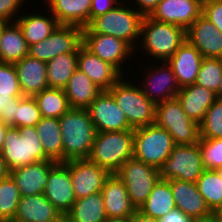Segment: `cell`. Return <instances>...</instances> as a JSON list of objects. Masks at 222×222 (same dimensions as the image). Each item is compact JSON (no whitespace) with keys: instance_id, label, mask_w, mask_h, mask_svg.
Returning a JSON list of instances; mask_svg holds the SVG:
<instances>
[{"instance_id":"d6a6232c","label":"cell","mask_w":222,"mask_h":222,"mask_svg":"<svg viewBox=\"0 0 222 222\" xmlns=\"http://www.w3.org/2000/svg\"><path fill=\"white\" fill-rule=\"evenodd\" d=\"M35 128L45 154L51 160L63 162V142L59 119L42 117Z\"/></svg>"},{"instance_id":"f35d334b","label":"cell","mask_w":222,"mask_h":222,"mask_svg":"<svg viewBox=\"0 0 222 222\" xmlns=\"http://www.w3.org/2000/svg\"><path fill=\"white\" fill-rule=\"evenodd\" d=\"M200 139L222 138V99L217 98L199 123Z\"/></svg>"},{"instance_id":"8d00e7d4","label":"cell","mask_w":222,"mask_h":222,"mask_svg":"<svg viewBox=\"0 0 222 222\" xmlns=\"http://www.w3.org/2000/svg\"><path fill=\"white\" fill-rule=\"evenodd\" d=\"M21 199L16 183L8 174L0 179V222H11L14 219Z\"/></svg>"},{"instance_id":"d6986e66","label":"cell","mask_w":222,"mask_h":222,"mask_svg":"<svg viewBox=\"0 0 222 222\" xmlns=\"http://www.w3.org/2000/svg\"><path fill=\"white\" fill-rule=\"evenodd\" d=\"M77 69L87 74L102 91H108L123 76L114 66L101 60L83 44L78 49Z\"/></svg>"},{"instance_id":"ac0fdd59","label":"cell","mask_w":222,"mask_h":222,"mask_svg":"<svg viewBox=\"0 0 222 222\" xmlns=\"http://www.w3.org/2000/svg\"><path fill=\"white\" fill-rule=\"evenodd\" d=\"M186 40L204 58L222 59V32L202 15L186 30Z\"/></svg>"},{"instance_id":"83f0119b","label":"cell","mask_w":222,"mask_h":222,"mask_svg":"<svg viewBox=\"0 0 222 222\" xmlns=\"http://www.w3.org/2000/svg\"><path fill=\"white\" fill-rule=\"evenodd\" d=\"M70 108L86 109L101 93L89 76L77 69L63 88Z\"/></svg>"},{"instance_id":"6da1fadb","label":"cell","mask_w":222,"mask_h":222,"mask_svg":"<svg viewBox=\"0 0 222 222\" xmlns=\"http://www.w3.org/2000/svg\"><path fill=\"white\" fill-rule=\"evenodd\" d=\"M63 142V162L88 159L96 129L87 109L70 108L59 118Z\"/></svg>"},{"instance_id":"7bdbcfd3","label":"cell","mask_w":222,"mask_h":222,"mask_svg":"<svg viewBox=\"0 0 222 222\" xmlns=\"http://www.w3.org/2000/svg\"><path fill=\"white\" fill-rule=\"evenodd\" d=\"M201 15L212 22L222 32V0L202 1Z\"/></svg>"},{"instance_id":"7402d4cb","label":"cell","mask_w":222,"mask_h":222,"mask_svg":"<svg viewBox=\"0 0 222 222\" xmlns=\"http://www.w3.org/2000/svg\"><path fill=\"white\" fill-rule=\"evenodd\" d=\"M201 53L187 40L166 61L173 70L180 88L194 84L203 60Z\"/></svg>"},{"instance_id":"30bf717a","label":"cell","mask_w":222,"mask_h":222,"mask_svg":"<svg viewBox=\"0 0 222 222\" xmlns=\"http://www.w3.org/2000/svg\"><path fill=\"white\" fill-rule=\"evenodd\" d=\"M204 170L199 143L175 145L168 159L159 168V179L196 183Z\"/></svg>"},{"instance_id":"c3c4849f","label":"cell","mask_w":222,"mask_h":222,"mask_svg":"<svg viewBox=\"0 0 222 222\" xmlns=\"http://www.w3.org/2000/svg\"><path fill=\"white\" fill-rule=\"evenodd\" d=\"M160 1L161 0H135L138 5V9L136 10L143 16H150Z\"/></svg>"},{"instance_id":"44dd1931","label":"cell","mask_w":222,"mask_h":222,"mask_svg":"<svg viewBox=\"0 0 222 222\" xmlns=\"http://www.w3.org/2000/svg\"><path fill=\"white\" fill-rule=\"evenodd\" d=\"M168 181L176 208L180 209L185 215L193 219L203 218L213 213L207 206L203 196L199 193L196 183L178 179Z\"/></svg>"},{"instance_id":"277c9868","label":"cell","mask_w":222,"mask_h":222,"mask_svg":"<svg viewBox=\"0 0 222 222\" xmlns=\"http://www.w3.org/2000/svg\"><path fill=\"white\" fill-rule=\"evenodd\" d=\"M143 36V37H142ZM143 42H142V41ZM186 40V30L178 25L159 22L144 16L140 48L158 62L168 61ZM160 60V61H159Z\"/></svg>"},{"instance_id":"ab89813d","label":"cell","mask_w":222,"mask_h":222,"mask_svg":"<svg viewBox=\"0 0 222 222\" xmlns=\"http://www.w3.org/2000/svg\"><path fill=\"white\" fill-rule=\"evenodd\" d=\"M42 118L34 97H19V107H16L15 127H35Z\"/></svg>"},{"instance_id":"680465c9","label":"cell","mask_w":222,"mask_h":222,"mask_svg":"<svg viewBox=\"0 0 222 222\" xmlns=\"http://www.w3.org/2000/svg\"><path fill=\"white\" fill-rule=\"evenodd\" d=\"M7 22L3 21V20H0V35H1V31H2V28L3 26L6 24Z\"/></svg>"},{"instance_id":"9a60e30c","label":"cell","mask_w":222,"mask_h":222,"mask_svg":"<svg viewBox=\"0 0 222 222\" xmlns=\"http://www.w3.org/2000/svg\"><path fill=\"white\" fill-rule=\"evenodd\" d=\"M83 45L101 60L114 66L122 75L125 74L122 72L124 61L135 52L125 41L101 33H83Z\"/></svg>"},{"instance_id":"74e56055","label":"cell","mask_w":222,"mask_h":222,"mask_svg":"<svg viewBox=\"0 0 222 222\" xmlns=\"http://www.w3.org/2000/svg\"><path fill=\"white\" fill-rule=\"evenodd\" d=\"M222 78V59L203 58L195 83L216 94L219 91Z\"/></svg>"},{"instance_id":"8992f818","label":"cell","mask_w":222,"mask_h":222,"mask_svg":"<svg viewBox=\"0 0 222 222\" xmlns=\"http://www.w3.org/2000/svg\"><path fill=\"white\" fill-rule=\"evenodd\" d=\"M123 78L124 76L108 92L125 114L129 125L136 129L155 123L156 104L142 93L140 84H133L132 81L128 82V79Z\"/></svg>"},{"instance_id":"ffe728a7","label":"cell","mask_w":222,"mask_h":222,"mask_svg":"<svg viewBox=\"0 0 222 222\" xmlns=\"http://www.w3.org/2000/svg\"><path fill=\"white\" fill-rule=\"evenodd\" d=\"M57 162L54 160L40 161L9 171L21 196L43 194L48 182V172Z\"/></svg>"},{"instance_id":"6f0895ef","label":"cell","mask_w":222,"mask_h":222,"mask_svg":"<svg viewBox=\"0 0 222 222\" xmlns=\"http://www.w3.org/2000/svg\"><path fill=\"white\" fill-rule=\"evenodd\" d=\"M216 95H217V98L222 99V78H221V81H220L219 91Z\"/></svg>"},{"instance_id":"f546056e","label":"cell","mask_w":222,"mask_h":222,"mask_svg":"<svg viewBox=\"0 0 222 222\" xmlns=\"http://www.w3.org/2000/svg\"><path fill=\"white\" fill-rule=\"evenodd\" d=\"M176 208L170 183L165 179H158L145 203L138 209L143 215L161 219Z\"/></svg>"},{"instance_id":"ee69618b","label":"cell","mask_w":222,"mask_h":222,"mask_svg":"<svg viewBox=\"0 0 222 222\" xmlns=\"http://www.w3.org/2000/svg\"><path fill=\"white\" fill-rule=\"evenodd\" d=\"M23 1L24 0H0V20L15 22L17 19L15 17L17 16L16 13L20 12L19 9L22 7Z\"/></svg>"},{"instance_id":"b9f144b4","label":"cell","mask_w":222,"mask_h":222,"mask_svg":"<svg viewBox=\"0 0 222 222\" xmlns=\"http://www.w3.org/2000/svg\"><path fill=\"white\" fill-rule=\"evenodd\" d=\"M0 95L22 97L18 75L14 64L0 62Z\"/></svg>"},{"instance_id":"9c48e42d","label":"cell","mask_w":222,"mask_h":222,"mask_svg":"<svg viewBox=\"0 0 222 222\" xmlns=\"http://www.w3.org/2000/svg\"><path fill=\"white\" fill-rule=\"evenodd\" d=\"M115 174L123 181L132 205L138 210L159 179V169L132 157Z\"/></svg>"},{"instance_id":"4316f807","label":"cell","mask_w":222,"mask_h":222,"mask_svg":"<svg viewBox=\"0 0 222 222\" xmlns=\"http://www.w3.org/2000/svg\"><path fill=\"white\" fill-rule=\"evenodd\" d=\"M48 13H51L60 25L86 27L89 24L91 0H45Z\"/></svg>"},{"instance_id":"836d02e7","label":"cell","mask_w":222,"mask_h":222,"mask_svg":"<svg viewBox=\"0 0 222 222\" xmlns=\"http://www.w3.org/2000/svg\"><path fill=\"white\" fill-rule=\"evenodd\" d=\"M78 53H64L50 60L47 65L49 88H64L77 70Z\"/></svg>"},{"instance_id":"ba28073f","label":"cell","mask_w":222,"mask_h":222,"mask_svg":"<svg viewBox=\"0 0 222 222\" xmlns=\"http://www.w3.org/2000/svg\"><path fill=\"white\" fill-rule=\"evenodd\" d=\"M155 123L168 131L175 145H191L200 140L199 123L186 115L177 97L156 104Z\"/></svg>"},{"instance_id":"52a82bcc","label":"cell","mask_w":222,"mask_h":222,"mask_svg":"<svg viewBox=\"0 0 222 222\" xmlns=\"http://www.w3.org/2000/svg\"><path fill=\"white\" fill-rule=\"evenodd\" d=\"M174 147L172 136L156 123L134 129L133 157L145 164L159 169Z\"/></svg>"},{"instance_id":"2e32d148","label":"cell","mask_w":222,"mask_h":222,"mask_svg":"<svg viewBox=\"0 0 222 222\" xmlns=\"http://www.w3.org/2000/svg\"><path fill=\"white\" fill-rule=\"evenodd\" d=\"M161 65L156 67L151 64L152 67L146 71L145 82L140 87L142 93L155 104L176 98L181 89L170 65L164 61Z\"/></svg>"},{"instance_id":"5bb4252c","label":"cell","mask_w":222,"mask_h":222,"mask_svg":"<svg viewBox=\"0 0 222 222\" xmlns=\"http://www.w3.org/2000/svg\"><path fill=\"white\" fill-rule=\"evenodd\" d=\"M69 172L76 200L101 192L111 174L89 159L69 160Z\"/></svg>"},{"instance_id":"9f6ffc18","label":"cell","mask_w":222,"mask_h":222,"mask_svg":"<svg viewBox=\"0 0 222 222\" xmlns=\"http://www.w3.org/2000/svg\"><path fill=\"white\" fill-rule=\"evenodd\" d=\"M213 214L222 222V201L219 206L213 211Z\"/></svg>"},{"instance_id":"bcb514c9","label":"cell","mask_w":222,"mask_h":222,"mask_svg":"<svg viewBox=\"0 0 222 222\" xmlns=\"http://www.w3.org/2000/svg\"><path fill=\"white\" fill-rule=\"evenodd\" d=\"M16 107H19V97H16L10 104L2 108L0 120L12 127H15Z\"/></svg>"},{"instance_id":"681fc988","label":"cell","mask_w":222,"mask_h":222,"mask_svg":"<svg viewBox=\"0 0 222 222\" xmlns=\"http://www.w3.org/2000/svg\"><path fill=\"white\" fill-rule=\"evenodd\" d=\"M130 222H160V221L156 218L147 217L137 210L132 216H130Z\"/></svg>"},{"instance_id":"d4e9b609","label":"cell","mask_w":222,"mask_h":222,"mask_svg":"<svg viewBox=\"0 0 222 222\" xmlns=\"http://www.w3.org/2000/svg\"><path fill=\"white\" fill-rule=\"evenodd\" d=\"M23 96L33 97L48 88L47 65L29 55L14 63Z\"/></svg>"},{"instance_id":"91938a15","label":"cell","mask_w":222,"mask_h":222,"mask_svg":"<svg viewBox=\"0 0 222 222\" xmlns=\"http://www.w3.org/2000/svg\"><path fill=\"white\" fill-rule=\"evenodd\" d=\"M56 222H67V219L65 216H63L61 219H59L58 221Z\"/></svg>"},{"instance_id":"1f68e13d","label":"cell","mask_w":222,"mask_h":222,"mask_svg":"<svg viewBox=\"0 0 222 222\" xmlns=\"http://www.w3.org/2000/svg\"><path fill=\"white\" fill-rule=\"evenodd\" d=\"M20 16V17H19ZM17 16L16 22L23 31L24 38L31 46L46 39L60 24L53 15L27 14Z\"/></svg>"},{"instance_id":"f6af8a7d","label":"cell","mask_w":222,"mask_h":222,"mask_svg":"<svg viewBox=\"0 0 222 222\" xmlns=\"http://www.w3.org/2000/svg\"><path fill=\"white\" fill-rule=\"evenodd\" d=\"M121 0H91V9L89 12V23L96 17L104 15L108 11L116 8Z\"/></svg>"},{"instance_id":"3957f363","label":"cell","mask_w":222,"mask_h":222,"mask_svg":"<svg viewBox=\"0 0 222 222\" xmlns=\"http://www.w3.org/2000/svg\"><path fill=\"white\" fill-rule=\"evenodd\" d=\"M120 3L116 8L104 15L94 18L86 27L83 33H101L112 35L125 41L135 52L136 41L141 37V25L144 16L136 8L126 7Z\"/></svg>"},{"instance_id":"484cf974","label":"cell","mask_w":222,"mask_h":222,"mask_svg":"<svg viewBox=\"0 0 222 222\" xmlns=\"http://www.w3.org/2000/svg\"><path fill=\"white\" fill-rule=\"evenodd\" d=\"M177 99L180 101L186 115L200 123L207 109L217 99V95L215 92L194 83L182 87L177 94Z\"/></svg>"},{"instance_id":"60d3db41","label":"cell","mask_w":222,"mask_h":222,"mask_svg":"<svg viewBox=\"0 0 222 222\" xmlns=\"http://www.w3.org/2000/svg\"><path fill=\"white\" fill-rule=\"evenodd\" d=\"M198 143L204 169H222V138L200 139Z\"/></svg>"},{"instance_id":"4dcf8cb0","label":"cell","mask_w":222,"mask_h":222,"mask_svg":"<svg viewBox=\"0 0 222 222\" xmlns=\"http://www.w3.org/2000/svg\"><path fill=\"white\" fill-rule=\"evenodd\" d=\"M67 222H104V199L101 192L77 199L65 215Z\"/></svg>"},{"instance_id":"f907efd6","label":"cell","mask_w":222,"mask_h":222,"mask_svg":"<svg viewBox=\"0 0 222 222\" xmlns=\"http://www.w3.org/2000/svg\"><path fill=\"white\" fill-rule=\"evenodd\" d=\"M15 98L16 97H14L13 95H8V96L0 95V118H1L2 108L10 104Z\"/></svg>"},{"instance_id":"603a6c76","label":"cell","mask_w":222,"mask_h":222,"mask_svg":"<svg viewBox=\"0 0 222 222\" xmlns=\"http://www.w3.org/2000/svg\"><path fill=\"white\" fill-rule=\"evenodd\" d=\"M63 216L44 194L21 196L11 222H56Z\"/></svg>"},{"instance_id":"816d5d0a","label":"cell","mask_w":222,"mask_h":222,"mask_svg":"<svg viewBox=\"0 0 222 222\" xmlns=\"http://www.w3.org/2000/svg\"><path fill=\"white\" fill-rule=\"evenodd\" d=\"M9 127L10 125L5 124L0 120V150L2 149L3 143L5 141V135Z\"/></svg>"},{"instance_id":"7c38bea8","label":"cell","mask_w":222,"mask_h":222,"mask_svg":"<svg viewBox=\"0 0 222 222\" xmlns=\"http://www.w3.org/2000/svg\"><path fill=\"white\" fill-rule=\"evenodd\" d=\"M86 109L96 132L134 130L108 91H101Z\"/></svg>"},{"instance_id":"f5cc1de1","label":"cell","mask_w":222,"mask_h":222,"mask_svg":"<svg viewBox=\"0 0 222 222\" xmlns=\"http://www.w3.org/2000/svg\"><path fill=\"white\" fill-rule=\"evenodd\" d=\"M191 222H220V220L212 213L203 218H193Z\"/></svg>"},{"instance_id":"7dc6e473","label":"cell","mask_w":222,"mask_h":222,"mask_svg":"<svg viewBox=\"0 0 222 222\" xmlns=\"http://www.w3.org/2000/svg\"><path fill=\"white\" fill-rule=\"evenodd\" d=\"M160 222H191L192 218L185 215L180 209L174 208L168 214L159 219Z\"/></svg>"},{"instance_id":"11a10c76","label":"cell","mask_w":222,"mask_h":222,"mask_svg":"<svg viewBox=\"0 0 222 222\" xmlns=\"http://www.w3.org/2000/svg\"><path fill=\"white\" fill-rule=\"evenodd\" d=\"M104 222H130V217H107Z\"/></svg>"},{"instance_id":"7a4b0ae2","label":"cell","mask_w":222,"mask_h":222,"mask_svg":"<svg viewBox=\"0 0 222 222\" xmlns=\"http://www.w3.org/2000/svg\"><path fill=\"white\" fill-rule=\"evenodd\" d=\"M0 154L8 172L25 165L51 160L44 152L35 127L10 126Z\"/></svg>"},{"instance_id":"94428289","label":"cell","mask_w":222,"mask_h":222,"mask_svg":"<svg viewBox=\"0 0 222 222\" xmlns=\"http://www.w3.org/2000/svg\"><path fill=\"white\" fill-rule=\"evenodd\" d=\"M218 171L220 172V174H221V176H222V169H219Z\"/></svg>"},{"instance_id":"e0dca14e","label":"cell","mask_w":222,"mask_h":222,"mask_svg":"<svg viewBox=\"0 0 222 222\" xmlns=\"http://www.w3.org/2000/svg\"><path fill=\"white\" fill-rule=\"evenodd\" d=\"M201 13L202 0H161L150 17L187 30Z\"/></svg>"},{"instance_id":"e575fe53","label":"cell","mask_w":222,"mask_h":222,"mask_svg":"<svg viewBox=\"0 0 222 222\" xmlns=\"http://www.w3.org/2000/svg\"><path fill=\"white\" fill-rule=\"evenodd\" d=\"M42 117L60 118L69 109V103L62 88H46L33 96Z\"/></svg>"},{"instance_id":"d590c367","label":"cell","mask_w":222,"mask_h":222,"mask_svg":"<svg viewBox=\"0 0 222 222\" xmlns=\"http://www.w3.org/2000/svg\"><path fill=\"white\" fill-rule=\"evenodd\" d=\"M199 193L213 212L222 201V176L218 170H204L196 182Z\"/></svg>"},{"instance_id":"5b68a950","label":"cell","mask_w":222,"mask_h":222,"mask_svg":"<svg viewBox=\"0 0 222 222\" xmlns=\"http://www.w3.org/2000/svg\"><path fill=\"white\" fill-rule=\"evenodd\" d=\"M134 130L96 132L88 159L114 174L133 157Z\"/></svg>"},{"instance_id":"f1b7e54d","label":"cell","mask_w":222,"mask_h":222,"mask_svg":"<svg viewBox=\"0 0 222 222\" xmlns=\"http://www.w3.org/2000/svg\"><path fill=\"white\" fill-rule=\"evenodd\" d=\"M28 53L29 46L18 23L7 22L0 35V62L14 64Z\"/></svg>"},{"instance_id":"db71d44e","label":"cell","mask_w":222,"mask_h":222,"mask_svg":"<svg viewBox=\"0 0 222 222\" xmlns=\"http://www.w3.org/2000/svg\"><path fill=\"white\" fill-rule=\"evenodd\" d=\"M9 174L5 164H4V160L1 157L0 154V179L5 178L7 175Z\"/></svg>"},{"instance_id":"4fadbf2b","label":"cell","mask_w":222,"mask_h":222,"mask_svg":"<svg viewBox=\"0 0 222 222\" xmlns=\"http://www.w3.org/2000/svg\"><path fill=\"white\" fill-rule=\"evenodd\" d=\"M44 196L65 216L76 201L69 172V161L57 162L48 172Z\"/></svg>"},{"instance_id":"cb8c5ba5","label":"cell","mask_w":222,"mask_h":222,"mask_svg":"<svg viewBox=\"0 0 222 222\" xmlns=\"http://www.w3.org/2000/svg\"><path fill=\"white\" fill-rule=\"evenodd\" d=\"M107 217H130L137 210L132 205L123 181L114 173L101 190Z\"/></svg>"},{"instance_id":"8fae6325","label":"cell","mask_w":222,"mask_h":222,"mask_svg":"<svg viewBox=\"0 0 222 222\" xmlns=\"http://www.w3.org/2000/svg\"><path fill=\"white\" fill-rule=\"evenodd\" d=\"M83 44V27L59 25L46 39L29 46L28 55L48 63L64 53H78Z\"/></svg>"}]
</instances>
